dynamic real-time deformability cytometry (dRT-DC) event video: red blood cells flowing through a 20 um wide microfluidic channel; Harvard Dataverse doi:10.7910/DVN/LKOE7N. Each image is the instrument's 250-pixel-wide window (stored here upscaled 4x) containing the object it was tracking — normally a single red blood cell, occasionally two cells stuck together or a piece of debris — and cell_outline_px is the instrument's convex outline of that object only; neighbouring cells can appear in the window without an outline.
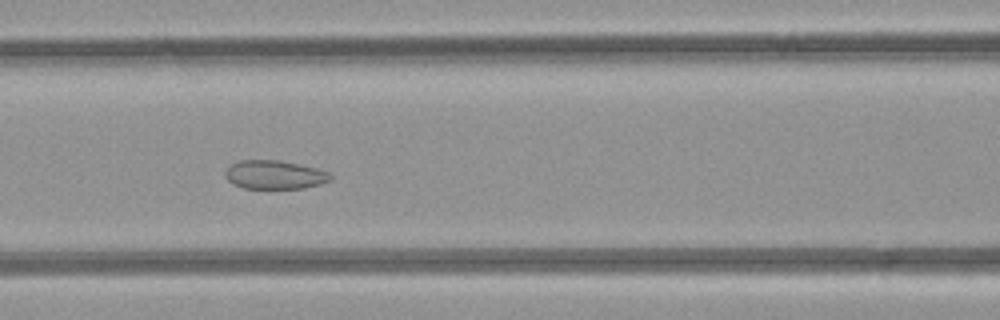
{"species": "common noctule bat (a hibernating species)", "species_latin": "Nyctalus noctula", "temperature_condition": "room temperature", "stored_images_in_passage": 45, "camera_frame_rate_fps": 3000, "um_per_image_px": 0.085, "animal": {"sex": "female", "body_mass_g": 21.9}, "frame": {"image": 1, "passage_image": 16, "time_ms": 5.0, "image_size_px": [1000, 320], "cell_outline_px": [[332, 180], [320, 184], [304, 188], [244, 188], [232, 184], [224, 176], [224, 172], [232, 164], [240, 160], [280, 160], [316, 168], [332, 172]], "centroid_in_image_um": [23.36, 14.85], "position_along_channel_um": 143.2, "area_um2": 17.69}}
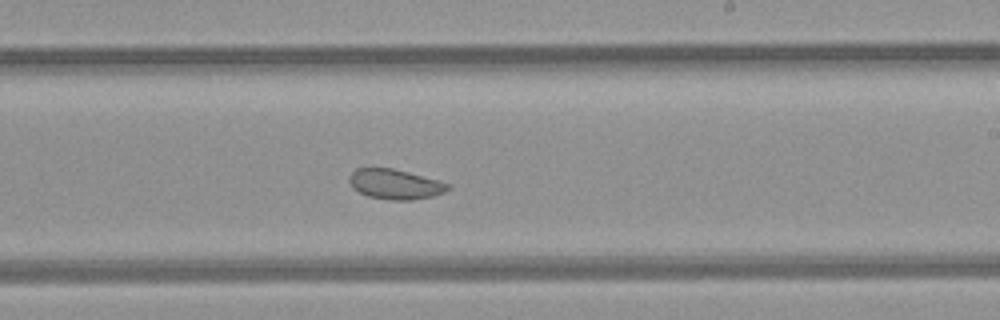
{"frame": {"image": 2, "passage_image": 24, "time_ms": 7.667, "image_size_px": [1000, 320], "cell_outline_px": [[452, 188], [444, 192], [432, 196], [412, 200], [392, 200], [368, 196], [352, 188], [348, 180], [348, 176], [356, 168], [392, 168], [408, 172], [436, 180], [448, 184]], "centroid_in_image_um": [33.55, 15.66], "position_along_channel_um": 255.5, "area_um2": 17.11}}
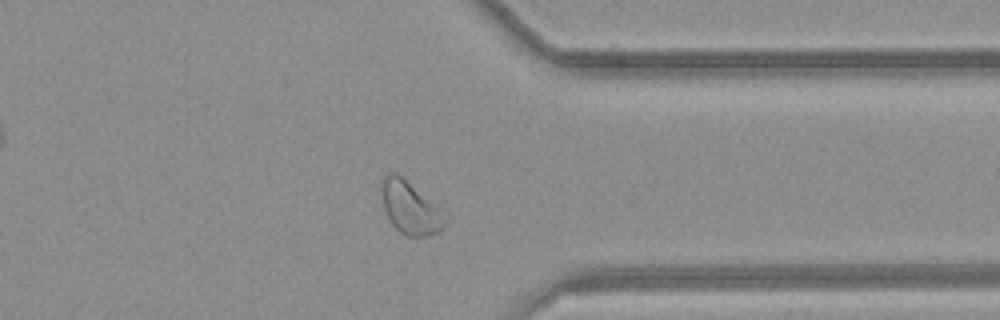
{"frame": {"image": 3, "passage_image": 33, "time_ms": 10.667, "image_size_px": [1000, 320], "cell_outline_px": [[448, 220], [436, 232], [428, 236], [408, 236], [400, 232], [392, 224], [384, 208], [380, 188], [380, 180], [388, 172], [396, 172], [448, 212]], "centroid_in_image_um": [34.89, 17.62], "position_along_channel_um": 376.5, "area_um2": 19.88}, "authors_computed_cell_mechanics": {"area_um2": 21.964, "velocity_mm_per_s": 4.22, "shape_relaxation_time_tau1_ms": null, "shape_relaxation_time_tau2_ms": 1.3798, "deformation_change_tau1": null, "deformation_change_tau2": 0.0685}}